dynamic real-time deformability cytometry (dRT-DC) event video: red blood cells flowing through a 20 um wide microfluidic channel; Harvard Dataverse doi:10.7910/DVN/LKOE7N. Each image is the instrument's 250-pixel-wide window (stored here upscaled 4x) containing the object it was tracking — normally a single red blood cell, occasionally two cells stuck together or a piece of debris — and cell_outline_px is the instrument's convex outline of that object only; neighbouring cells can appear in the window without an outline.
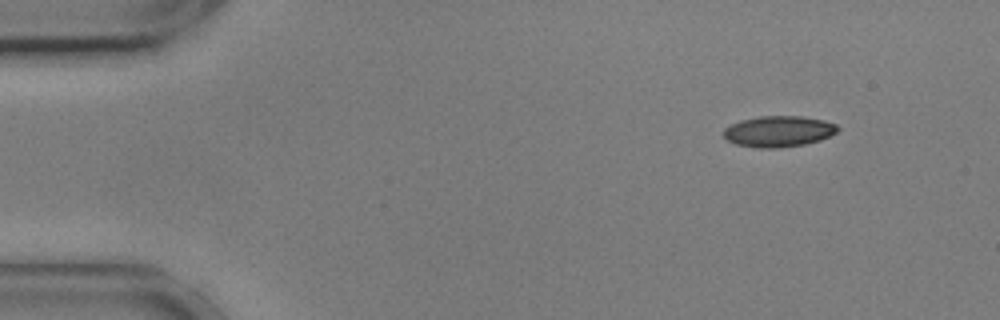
{"species": "common noctule bat (a hibernating species)", "species_latin": "Nyctalus noctula", "temperature_condition": "cold", "stored_images_in_passage": 50, "camera_frame_rate_fps": 3000, "um_per_image_px": 0.085, "animal": {"sex": "male", "body_mass_g": 17.9, "forearm_length_mm": 54.2}, "frame": {"image": 1, "passage_image": 1, "time_ms": 0.0, "image_size_px": [1000, 320], "cell_outline_px": [[840, 128], [836, 132], [820, 140], [804, 144], [780, 148], [760, 148], [736, 144], [728, 140], [724, 136], [724, 128], [740, 120], [760, 116], [800, 116], [824, 120], [836, 124]], "centroid_in_image_um": [66.18, 11.16], "position_along_channel_um": 18.8, "area_um2": 20.52}}
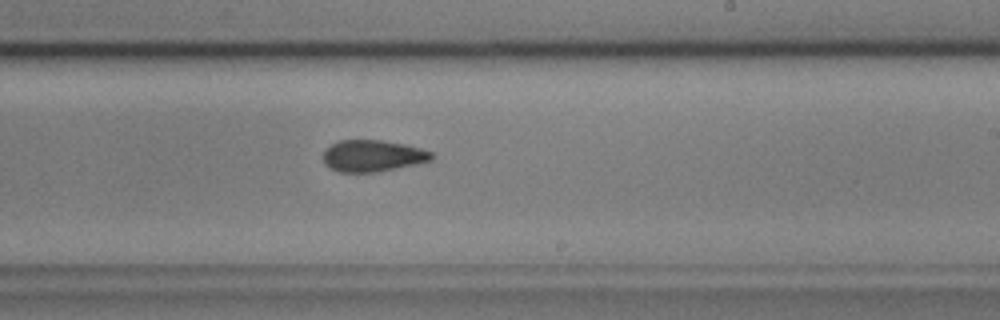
{"frame": {"image": 2, "passage_image": 28, "time_ms": 9.0, "image_size_px": [1000, 320], "cell_outline_px": [[436, 156], [432, 160], [416, 164], [376, 172], [340, 172], [324, 164], [324, 152], [332, 144], [340, 140], [380, 140], [404, 144], [420, 148], [432, 152]], "centroid_in_image_um": [31.71, 13.24], "position_along_channel_um": 257.3, "area_um2": 19.83}}
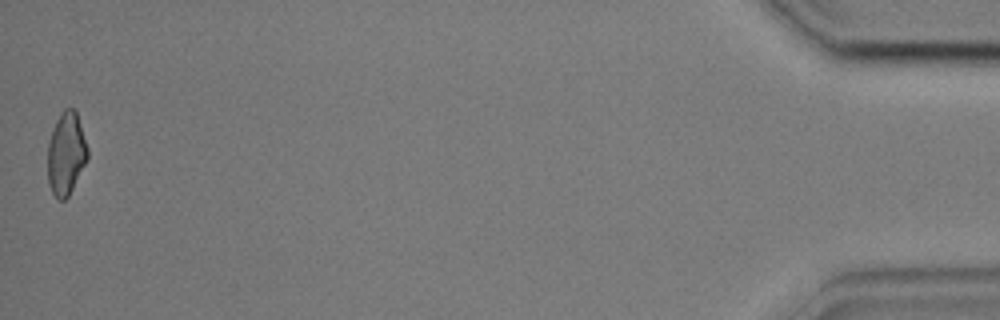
{"frame": {"image": 3, "passage_image": 50, "time_ms": 16.333, "image_size_px": [1000, 320], "cell_outline_px": [[88, 160], [68, 196], [64, 200], [60, 200], [52, 192], [48, 184], [48, 140], [56, 120], [64, 108], [72, 108], [76, 112], [88, 148]], "centroid_in_image_um": [5.62, 13.06], "position_along_channel_um": 429.6, "area_um2": 19.19}, "authors_computed_cell_mechanics": {"area_um2": 20.4612, "velocity_mm_per_s": 3.6115, "shape_relaxation_time_tau1_ms": 9.5405, "shape_relaxation_time_tau2_ms": 3.6365, "deformation_change_tau1": 0.1858, "deformation_change_tau2": 0.0751}}